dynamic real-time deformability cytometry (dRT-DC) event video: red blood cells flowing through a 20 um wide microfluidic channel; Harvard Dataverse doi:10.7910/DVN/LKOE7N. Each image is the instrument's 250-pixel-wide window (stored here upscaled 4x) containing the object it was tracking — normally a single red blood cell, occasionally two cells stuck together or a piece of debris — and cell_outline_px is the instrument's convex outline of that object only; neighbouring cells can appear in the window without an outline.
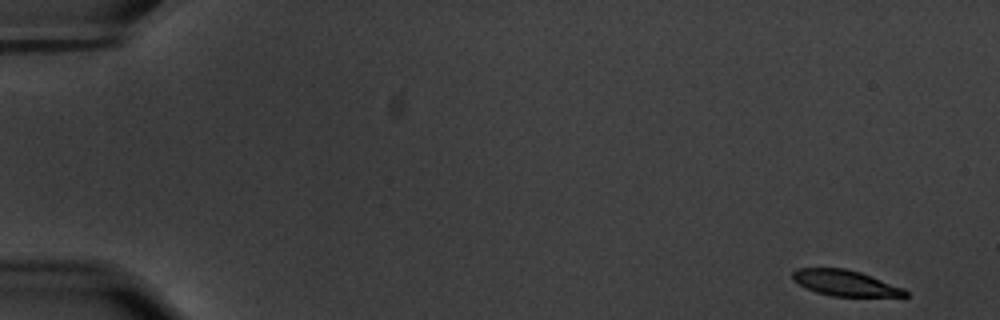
{"species": "common noctule bat (a hibernating species)", "species_latin": "Nyctalus noctula", "temperature_condition": "warm", "stored_images_in_passage": 57, "camera_frame_rate_fps": 3000, "um_per_image_px": 0.085, "animal": {"sex": "male", "body_mass_g": 20.1, "forearm_length_mm": 53.5}, "frame": {"image": 1, "passage_image": 1, "time_ms": 0.0, "image_size_px": [1000, 320], "cell_outline_px": [[908, 296], [832, 296], [816, 292], [792, 280], [792, 272], [796, 268], [844, 268], [860, 272], [872, 276], [904, 288], [908, 292]], "centroid_in_image_um": [71.84, 24.05], "position_along_channel_um": 13.2, "area_um2": 16.82}}
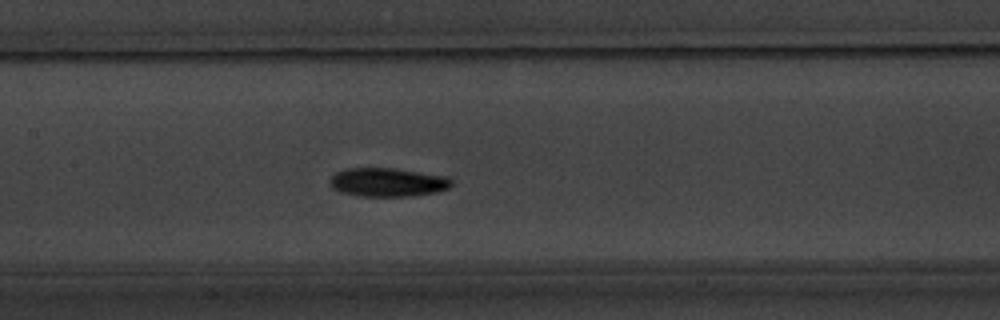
{"frame": {"image": 2, "passage_image": 27, "time_ms": 8.667, "image_size_px": [1000, 320], "cell_outline_px": [[452, 184], [448, 188], [436, 192], [408, 196], [356, 196], [340, 192], [332, 188], [328, 184], [328, 180], [336, 172], [348, 168], [396, 168], [448, 176], [452, 180]], "centroid_in_image_um": [32.92, 15.48], "position_along_channel_um": 174.5, "area_um2": 20.58}}
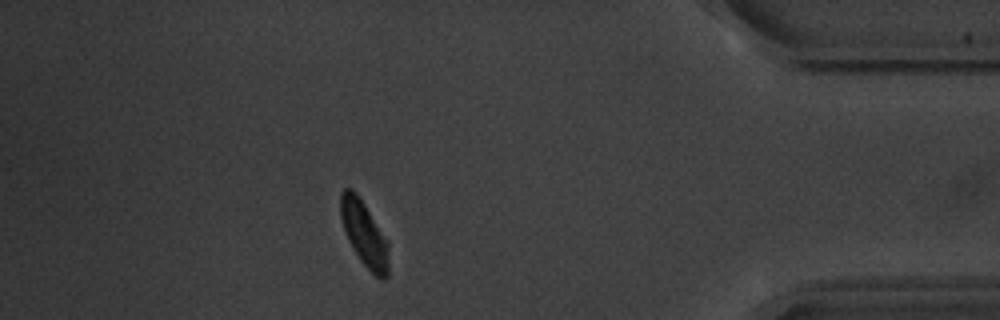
{"frame": {"image": 3, "passage_image": 50, "time_ms": 16.333, "image_size_px": [1000, 320], "cell_outline_px": [[388, 276], [384, 280], [380, 280], [360, 260], [352, 248], [348, 240], [340, 216], [340, 192], [344, 188], [352, 188], [356, 192], [388, 240]], "centroid_in_image_um": [30.96, 19.86], "position_along_channel_um": 404.2, "area_um2": 18.26}, "authors_computed_cell_mechanics": {"area_um2": 19.1318, "velocity_mm_per_s": 3.4899, "shape_relaxation_time_tau1_ms": 2.8413, "shape_relaxation_time_tau2_ms": 7.4403, "deformation_change_tau1": 0.124, "deformation_change_tau2": 0.1376}}